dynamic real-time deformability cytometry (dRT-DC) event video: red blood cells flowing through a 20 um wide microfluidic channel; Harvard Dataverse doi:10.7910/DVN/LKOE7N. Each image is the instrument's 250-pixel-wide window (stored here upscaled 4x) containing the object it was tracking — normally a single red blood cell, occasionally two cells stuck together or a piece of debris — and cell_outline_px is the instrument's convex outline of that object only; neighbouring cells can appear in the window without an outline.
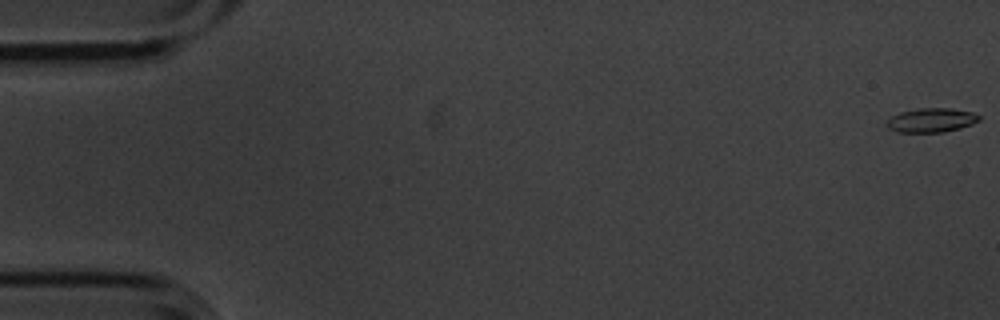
{"species": "common noctule bat (a hibernating species)", "species_latin": "Nyctalus noctula", "temperature_condition": "cold", "stored_images_in_passage": 15, "camera_frame_rate_fps": 3000, "um_per_image_px": 0.085, "animal": {"sex": "male", "body_mass_g": 20.1, "forearm_length_mm": 53.5}, "frame": {"image": 1, "passage_image": 1, "time_ms": 0.0, "image_size_px": [1000, 320], "cell_outline_px": [[980, 120], [972, 124], [960, 128], [944, 132], [896, 132], [888, 128], [888, 120], [892, 116], [900, 112], [916, 108], [948, 108], [972, 112], [980, 116]], "centroid_in_image_um": [79.17, 10.21], "position_along_channel_um": 5.8, "area_um2": 12.95}}
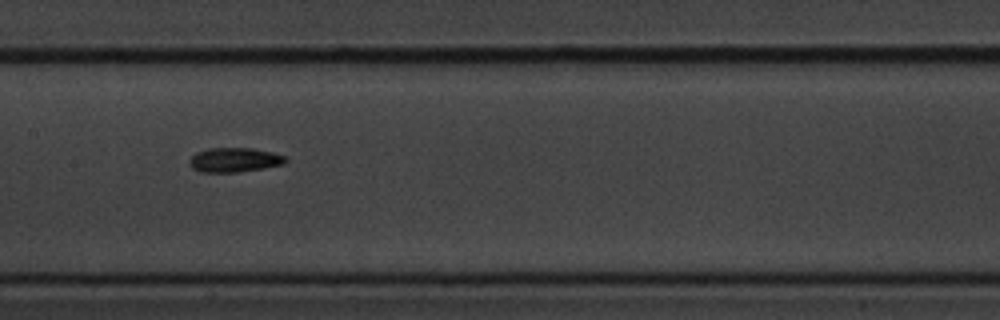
{"frame": {"image": 2, "passage_image": 8, "time_ms": 2.333, "image_size_px": [1000, 320], "cell_outline_px": [[288, 160], [284, 164], [264, 168], [236, 172], [200, 172], [192, 168], [188, 164], [188, 160], [196, 152], [208, 148], [252, 148], [272, 152], [284, 156]], "centroid_in_image_um": [19.89, 13.59], "position_along_channel_um": 187.5, "area_um2": 13.76}}
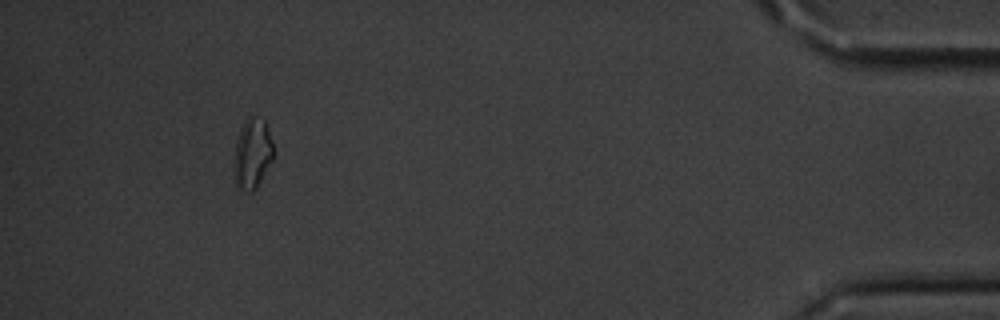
{"frame": {"image": 3, "passage_image": 14, "time_ms": 4.333, "image_size_px": [1000, 320], "cell_outline_px": [[272, 160], [256, 188], [252, 192], [240, 192], [236, 188], [232, 164], [236, 140], [240, 128], [244, 120], [248, 116], [252, 116], [264, 120], [268, 128], [272, 144]], "centroid_in_image_um": [21.39, 13.09], "position_along_channel_um": 413.8, "area_um2": 16.47}}